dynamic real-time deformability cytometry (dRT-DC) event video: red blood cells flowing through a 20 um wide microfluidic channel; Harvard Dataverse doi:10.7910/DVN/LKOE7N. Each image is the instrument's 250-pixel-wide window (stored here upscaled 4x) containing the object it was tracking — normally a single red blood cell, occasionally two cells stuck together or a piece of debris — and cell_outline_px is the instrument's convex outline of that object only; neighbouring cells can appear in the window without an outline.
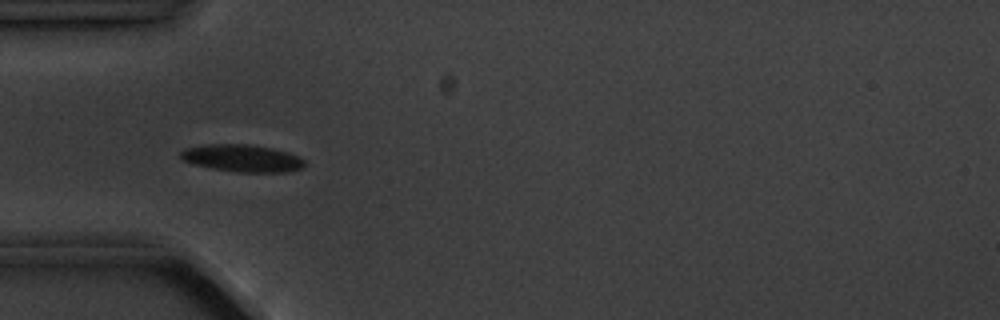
{"species": "common noctule bat (a hibernating species)", "species_latin": "Nyctalus noctula", "temperature_condition": "cold", "stored_images_in_passage": 5, "camera_frame_rate_fps": 3000, "um_per_image_px": 0.085, "animal": {"sex": "male", "body_mass_g": 20.1, "forearm_length_mm": 53.5}, "frame": {"image": 1, "passage_image": 4, "time_ms": 3.333, "image_size_px": [1000, 320], "cell_outline_px": [[308, 164], [304, 168], [284, 172], [236, 172], [212, 168], [192, 164], [184, 160], [180, 156], [180, 152], [184, 148], [208, 144], [248, 144], [272, 148], [288, 152], [300, 156]], "centroid_in_image_um": [20.63, 13.45], "position_along_channel_um": 64.4, "area_um2": 19.88}}